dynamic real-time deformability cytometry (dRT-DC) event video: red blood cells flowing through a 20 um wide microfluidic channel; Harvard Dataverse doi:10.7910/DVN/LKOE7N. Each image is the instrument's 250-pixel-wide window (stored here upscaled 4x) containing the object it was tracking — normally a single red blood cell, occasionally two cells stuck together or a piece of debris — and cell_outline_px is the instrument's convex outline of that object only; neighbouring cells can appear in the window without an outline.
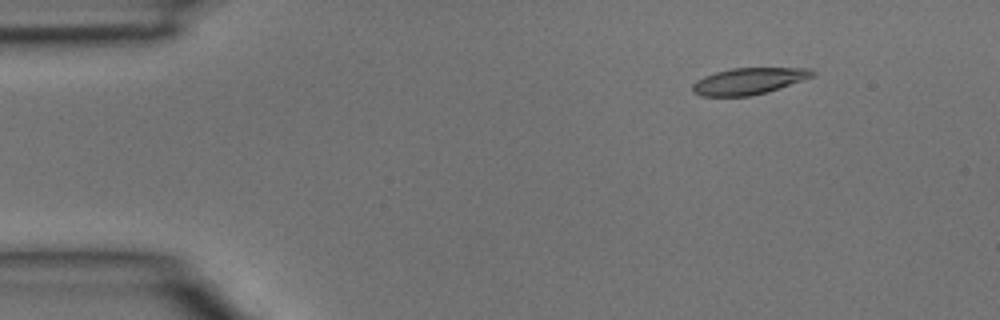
{"species": "common noctule bat (a hibernating species)", "species_latin": "Nyctalus noctula", "temperature_condition": "room temperature", "stored_images_in_passage": 4, "segment_of_instrument_passage": [2, 2], "camera_frame_rate_fps": 3000, "um_per_image_px": 0.085, "animal": {"sex": "male", "body_mass_g": 15.6}, "frame": {"image": 1, "passage_image": 4, "time_ms": 1.0, "image_size_px": [1000, 320], "cell_outline_px": [[816, 76], [768, 92], [748, 96], [700, 96], [692, 92], [692, 84], [696, 80], [704, 76], [716, 72], [732, 68], [812, 68], [816, 72]], "centroid_in_image_um": [63.67, 6.89], "position_along_channel_um": 21.3, "area_um2": 18.73}}